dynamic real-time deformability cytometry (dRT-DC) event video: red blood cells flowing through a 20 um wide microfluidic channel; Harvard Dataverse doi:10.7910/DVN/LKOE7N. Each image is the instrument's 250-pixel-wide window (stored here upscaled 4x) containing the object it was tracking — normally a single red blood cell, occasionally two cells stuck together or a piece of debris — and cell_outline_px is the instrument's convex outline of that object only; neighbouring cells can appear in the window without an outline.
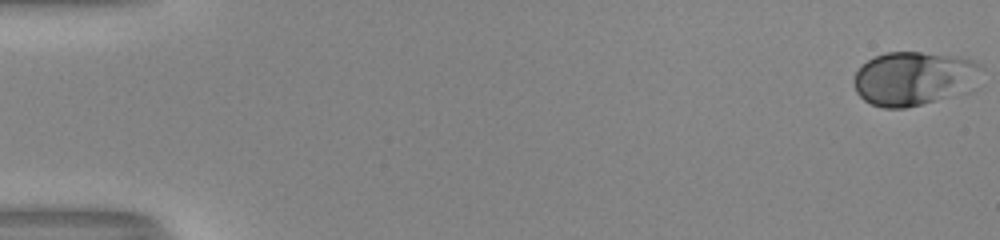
{"species": "human", "species_latin": "Homo sapiens", "temperature_condition": "room temperature", "stored_images_in_passage": 54, "camera_frame_rate_fps": 3000, "um_per_image_px": 0.085, "donor": {"sex": "male"}, "frame": {"image": 1, "passage_image": 1, "time_ms": 0.0, "image_size_px": [1000, 240], "cell_outline_px": [[984, 68], [968, 92], [904, 108], [884, 108], [872, 104], [864, 100], [856, 92], [852, 80], [856, 72], [868, 60], [884, 52], [920, 52], [964, 56], [980, 64]], "centroid_in_image_um": [77.7, 6.65], "position_along_channel_um": 7.3, "area_um2": 40.29}}
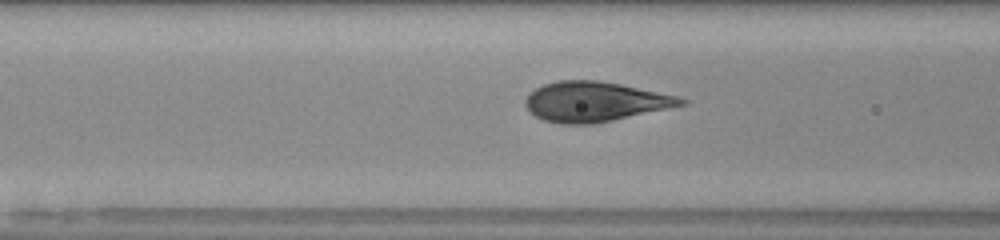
{"frame": {"image": 2, "passage_image": 23, "time_ms": 7.333, "image_size_px": [1000, 240], "cell_outline_px": [[688, 104], [612, 120], [592, 124], [560, 124], [544, 120], [536, 116], [524, 104], [524, 100], [536, 88], [544, 84], [556, 80], [596, 80], [620, 84], [680, 96], [688, 100]], "centroid_in_image_um": [50.59, 8.63], "position_along_channel_um": 116.0, "area_um2": 36.01}}
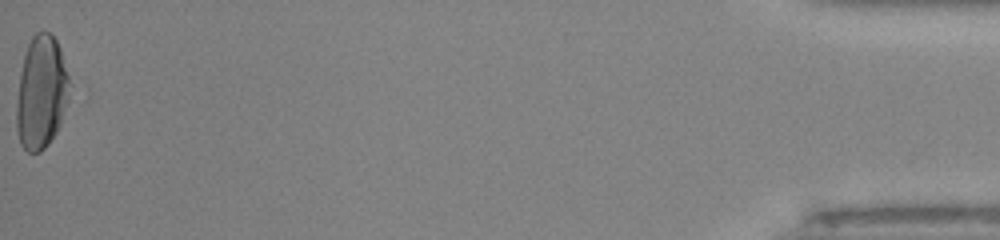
{"frame": {"image": 3, "passage_image": 54, "time_ms": 17.667, "image_size_px": [1000, 240], "cell_outline_px": [[68, 100], [60, 124], [56, 132], [48, 144], [40, 152], [28, 152], [20, 144], [16, 128], [16, 104], [20, 72], [24, 56], [28, 44], [32, 36], [36, 32], [48, 32], [56, 40], [60, 48], [68, 76]], "centroid_in_image_um": [3.49, 7.88], "position_along_channel_um": 431.7, "area_um2": 34.68}, "authors_computed_cell_mechanics": {"area_um2": 36.2117, "velocity_mm_per_s": 4.014, "shape_relaxation_time_tau1_ms": 4.0546, "shape_relaxation_time_tau2_ms": null, "deformation_change_tau1": 0.2033, "deformation_change_tau2": null}}